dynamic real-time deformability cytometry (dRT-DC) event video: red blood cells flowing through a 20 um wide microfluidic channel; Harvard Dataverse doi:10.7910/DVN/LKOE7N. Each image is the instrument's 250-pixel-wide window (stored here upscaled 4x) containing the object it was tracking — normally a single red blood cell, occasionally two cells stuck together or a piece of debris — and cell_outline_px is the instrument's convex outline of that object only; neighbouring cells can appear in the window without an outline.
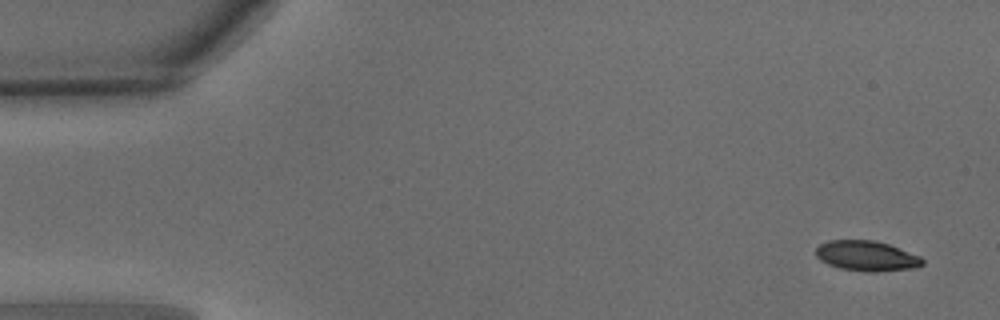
{"species": "common noctule bat (a hibernating species)", "species_latin": "Nyctalus noctula", "temperature_condition": "warm", "stored_images_in_passage": 48, "camera_frame_rate_fps": 3000, "um_per_image_px": 0.085, "animal": {"sex": "male", "body_mass_g": 15.6}, "frame": {"image": 1, "passage_image": 1, "time_ms": 0.0, "image_size_px": [1000, 320], "cell_outline_px": [[924, 264], [916, 268], [876, 272], [868, 272], [840, 268], [828, 264], [820, 260], [816, 256], [816, 248], [820, 244], [828, 240], [872, 240], [888, 244], [920, 256], [924, 260]], "centroid_in_image_um": [73.67, 21.76], "position_along_channel_um": 11.3, "area_um2": 18.79}}
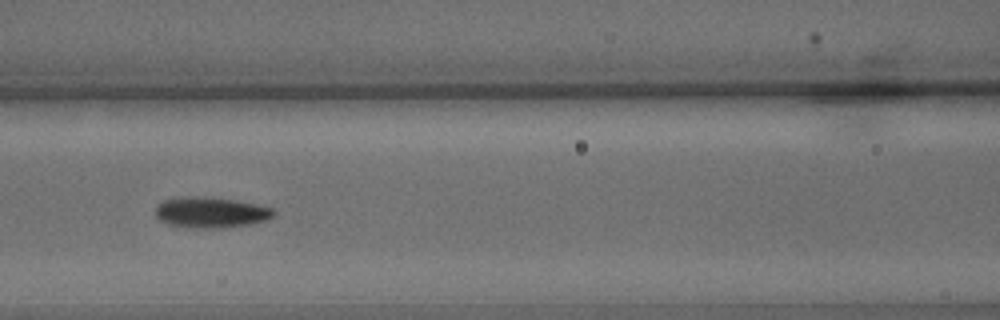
{"frame": {"image": 2, "passage_image": 20, "time_ms": 6.333, "image_size_px": [1000, 320], "cell_outline_px": [[276, 212], [272, 216], [264, 220], [248, 224], [220, 228], [188, 228], [168, 224], [160, 220], [156, 216], [156, 204], [164, 200], [184, 196], [204, 196], [236, 200], [256, 204], [272, 208]], "centroid_in_image_um": [17.87, 18.05], "position_along_channel_um": 148.7, "area_um2": 21.21}}
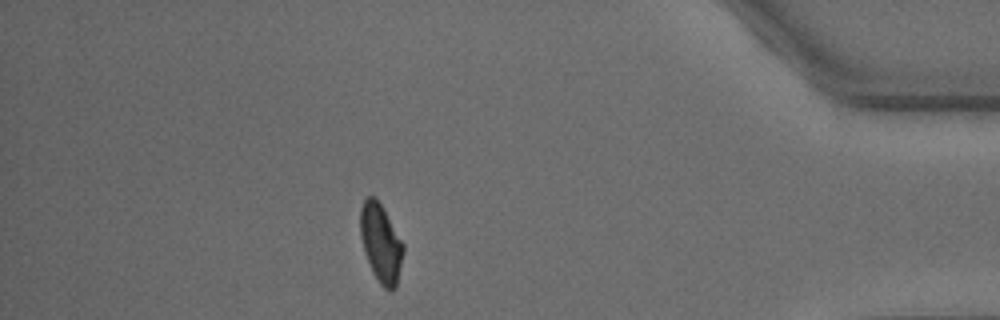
{"frame": {"image": 3, "passage_image": 42, "time_ms": 13.667, "image_size_px": [1000, 320], "cell_outline_px": [[404, 252], [396, 288], [392, 292], [384, 288], [380, 284], [372, 272], [364, 252], [360, 236], [360, 208], [364, 200], [368, 196], [376, 196], [404, 244]], "centroid_in_image_um": [32.37, 20.68], "position_along_channel_um": 402.8, "area_um2": 19.83}, "authors_computed_cell_mechanics": {"area_um2": 19.9699, "velocity_mm_per_s": 4.0691, "shape_relaxation_time_tau1_ms": 3.3315, "shape_relaxation_time_tau2_ms": 1.9283, "deformation_change_tau1": 0.1368, "deformation_change_tau2": 0.0708}}